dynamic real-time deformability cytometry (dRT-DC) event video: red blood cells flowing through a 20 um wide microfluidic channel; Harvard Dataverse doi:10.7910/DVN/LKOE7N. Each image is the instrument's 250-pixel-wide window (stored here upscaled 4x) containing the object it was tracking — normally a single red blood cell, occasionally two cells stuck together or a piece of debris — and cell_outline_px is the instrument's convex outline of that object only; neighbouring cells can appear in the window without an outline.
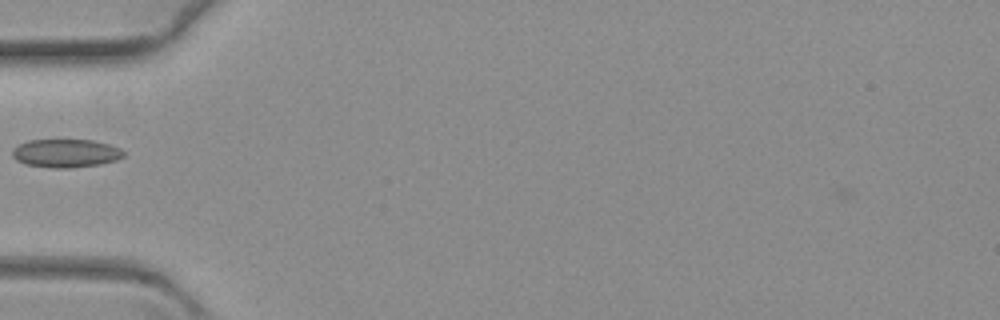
{"species": "common noctule bat (a hibernating species)", "species_latin": "Nyctalus noctula", "temperature_condition": "warm", "stored_images_in_passage": 35, "camera_frame_rate_fps": 3000, "um_per_image_px": 0.085, "animal": {"sex": "female", "body_mass_g": 19.3, "forearm_length_mm": 54.1}, "frame": {"image": 1, "passage_image": 1, "time_ms": 0.0, "image_size_px": [1000, 320], "cell_outline_px": [[124, 156], [116, 160], [100, 164], [72, 168], [52, 168], [24, 164], [16, 160], [12, 156], [12, 148], [28, 140], [92, 140], [108, 144], [120, 148], [124, 152]], "centroid_in_image_um": [5.57, 13.03], "position_along_channel_um": 79.4, "area_um2": 18.44}}
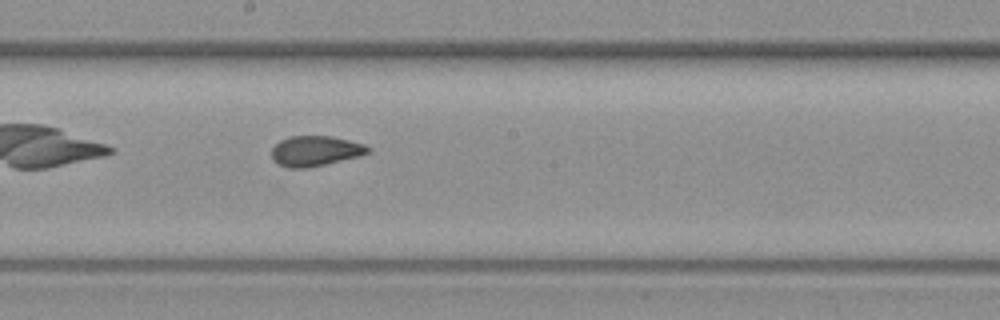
{"frame": {"image": 2, "passage_image": 14, "time_ms": 4.333, "image_size_px": [1000, 320], "cell_outline_px": [[372, 148], [368, 152], [360, 156], [308, 168], [288, 168], [272, 160], [272, 148], [280, 140], [288, 136], [332, 136], [364, 144]], "centroid_in_image_um": [26.8, 12.83], "position_along_channel_um": 221.4, "area_um2": 16.99}}
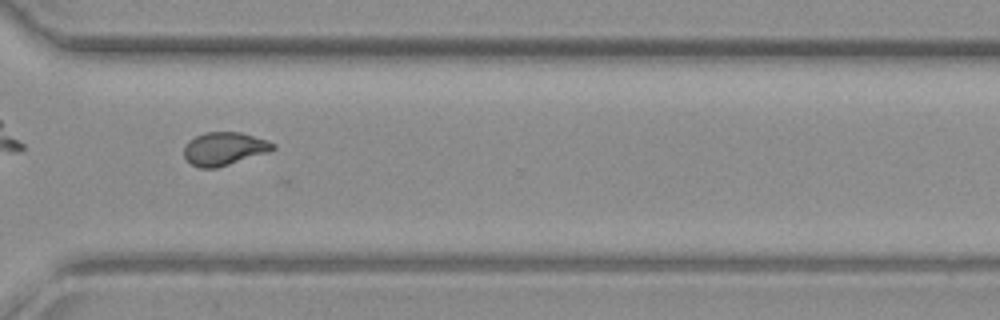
{"frame": {"image": 3, "passage_image": 26, "time_ms": 8.333, "image_size_px": [1000, 320], "cell_outline_px": [[276, 148], [268, 152], [216, 168], [200, 168], [192, 164], [184, 156], [184, 148], [188, 140], [204, 132], [240, 132], [268, 140], [276, 144]], "centroid_in_image_um": [19.07, 12.63], "position_along_channel_um": 351.5, "area_um2": 17.11}}